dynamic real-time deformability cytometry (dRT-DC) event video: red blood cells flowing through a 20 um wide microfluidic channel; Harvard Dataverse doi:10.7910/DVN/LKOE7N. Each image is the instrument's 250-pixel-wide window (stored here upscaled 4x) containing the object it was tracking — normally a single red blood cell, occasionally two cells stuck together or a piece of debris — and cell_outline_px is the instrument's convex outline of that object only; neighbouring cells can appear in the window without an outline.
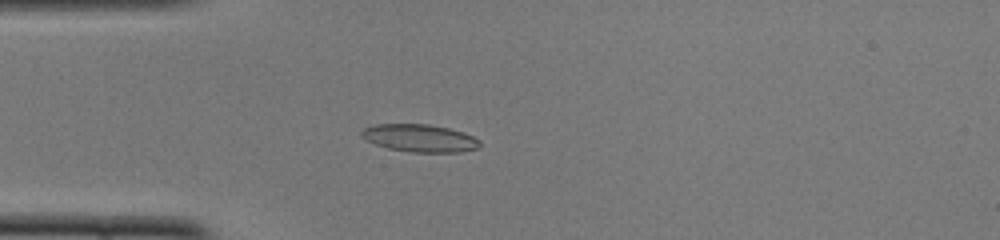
{"species": "common noctule bat (a hibernating species)", "species_latin": "Nyctalus noctula", "temperature_condition": "cold", "stored_images_in_passage": 50, "camera_frame_rate_fps": 3000, "um_per_image_px": 0.085, "animal": {"sex": "female", "body_mass_g": 22.0, "forearm_length_mm": 56.7}, "frame": {"image": 1, "passage_image": 14, "time_ms": 4.333, "image_size_px": [1000, 240], "cell_outline_px": [[480, 148], [460, 152], [412, 152], [388, 148], [376, 144], [360, 136], [360, 132], [364, 128], [376, 124], [428, 124], [448, 128], [464, 132], [480, 140]], "centroid_in_image_um": [35.7, 11.74], "position_along_channel_um": 49.3, "area_um2": 19.02}}
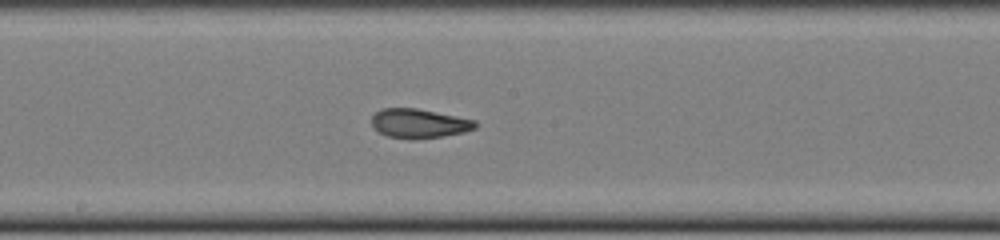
{"frame": {"image": 2, "passage_image": 27, "time_ms": 8.667, "image_size_px": [1000, 240], "cell_outline_px": [[476, 128], [464, 132], [444, 136], [412, 140], [388, 136], [380, 132], [372, 124], [372, 116], [380, 108], [416, 108], [476, 120]], "centroid_in_image_um": [35.63, 10.49], "position_along_channel_um": 212.6, "area_um2": 17.63}}
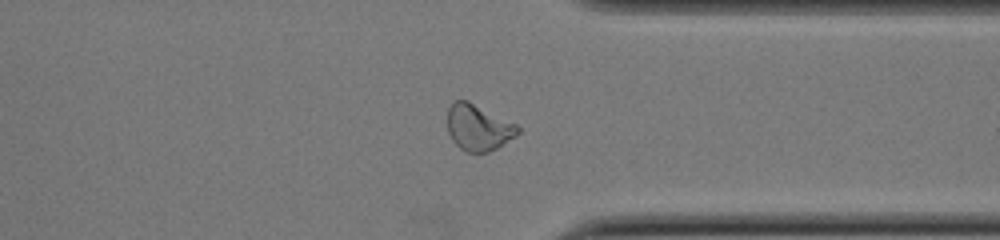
{"frame": {"image": 3, "passage_image": 39, "time_ms": 12.667, "image_size_px": [1000, 240], "cell_outline_px": [[520, 132], [516, 136], [496, 148], [488, 152], [468, 152], [460, 148], [452, 140], [448, 132], [448, 108], [456, 100], [468, 100], [516, 124], [520, 128]], "centroid_in_image_um": [40.66, 10.84], "position_along_channel_um": 370.7, "area_um2": 18.79}, "authors_computed_cell_mechanics": {"area_um2": 18.1781, "velocity_mm_per_s": 4.007, "shape_relaxation_time_tau1_ms": 9.3454, "shape_relaxation_time_tau2_ms": 1.5511, "deformation_change_tau1": 0.2673, "deformation_change_tau2": 0.0805}}